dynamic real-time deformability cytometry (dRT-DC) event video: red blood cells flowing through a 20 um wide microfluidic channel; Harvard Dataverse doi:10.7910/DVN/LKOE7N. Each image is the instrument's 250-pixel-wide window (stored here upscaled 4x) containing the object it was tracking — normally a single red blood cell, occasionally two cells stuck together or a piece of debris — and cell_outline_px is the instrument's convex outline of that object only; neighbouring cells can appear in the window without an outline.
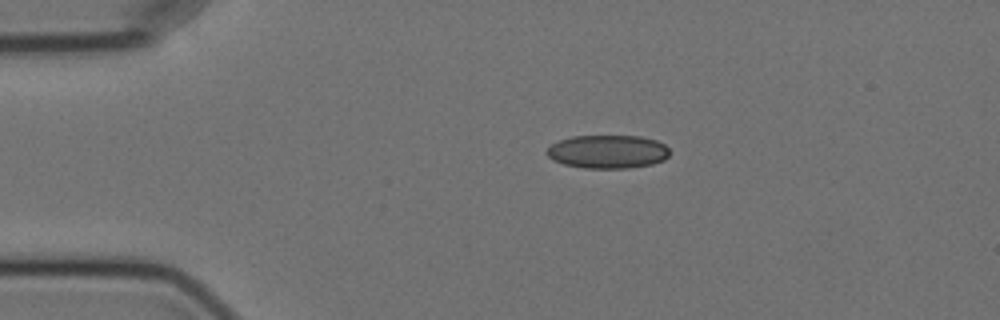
{"species": "Egyptian fruit bat (a non-hibernating species)", "species_latin": "Rousettus aegyptiacus", "temperature_condition": "cold", "stored_images_in_passage": 46, "camera_frame_rate_fps": 3000, "um_per_image_px": 0.085, "animal": {"sex": "female"}, "frame": {"image": 1, "passage_image": 1, "time_ms": 0.0, "image_size_px": [1000, 320], "cell_outline_px": [[668, 156], [664, 160], [652, 164], [628, 168], [584, 168], [564, 164], [552, 160], [544, 152], [552, 144], [560, 140], [572, 136], [640, 136], [656, 140], [664, 144], [668, 148]], "centroid_in_image_um": [51.64, 12.89], "position_along_channel_um": 33.4, "area_um2": 23.93}}
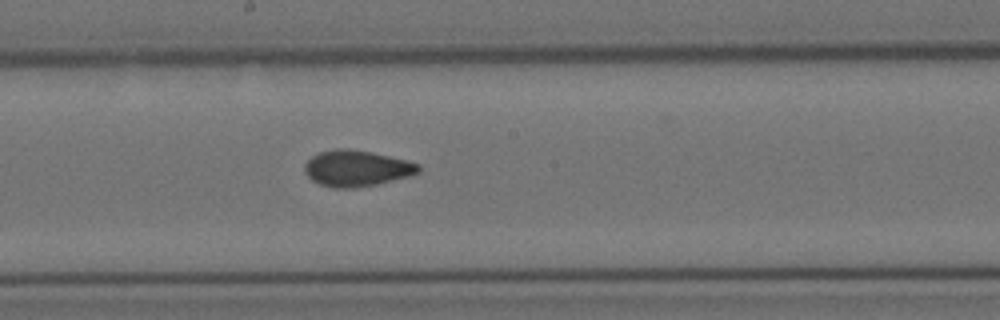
{"frame": {"image": 2, "passage_image": 20, "time_ms": 6.333, "image_size_px": [1000, 320], "cell_outline_px": [[420, 172], [408, 176], [376, 184], [352, 188], [332, 188], [320, 184], [312, 180], [304, 172], [304, 164], [312, 156], [320, 152], [340, 148], [348, 148], [372, 152], [420, 164]], "centroid_in_image_um": [30.28, 14.31], "position_along_channel_um": 217.9, "area_um2": 23.76}}
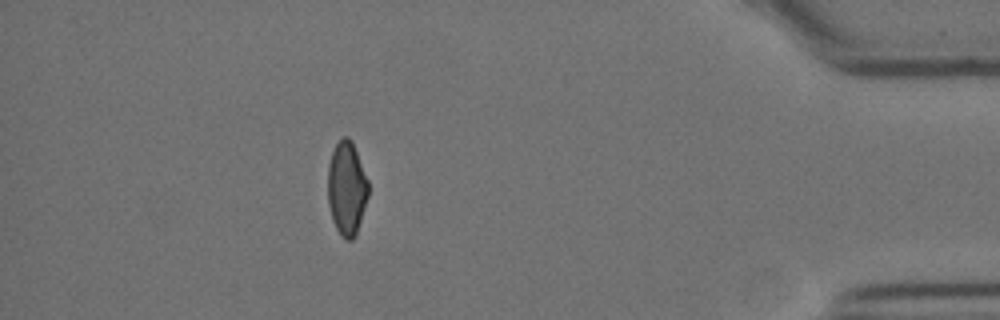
{"frame": {"image": 3, "passage_image": 40, "time_ms": 13.0, "image_size_px": [1000, 320], "cell_outline_px": [[368, 196], [356, 232], [352, 240], [344, 240], [340, 236], [332, 220], [328, 204], [328, 164], [332, 152], [336, 144], [344, 136], [348, 136], [352, 140], [368, 180]], "centroid_in_image_um": [29.46, 16.0], "position_along_channel_um": 405.7, "area_um2": 22.08}, "authors_computed_cell_mechanics": {"area_um2": 23.4668, "velocity_mm_per_s": 3.5702, "shape_relaxation_time_tau1_ms": null, "shape_relaxation_time_tau2_ms": 1.5189, "deformation_change_tau1": null, "deformation_change_tau2": 0.0664}}